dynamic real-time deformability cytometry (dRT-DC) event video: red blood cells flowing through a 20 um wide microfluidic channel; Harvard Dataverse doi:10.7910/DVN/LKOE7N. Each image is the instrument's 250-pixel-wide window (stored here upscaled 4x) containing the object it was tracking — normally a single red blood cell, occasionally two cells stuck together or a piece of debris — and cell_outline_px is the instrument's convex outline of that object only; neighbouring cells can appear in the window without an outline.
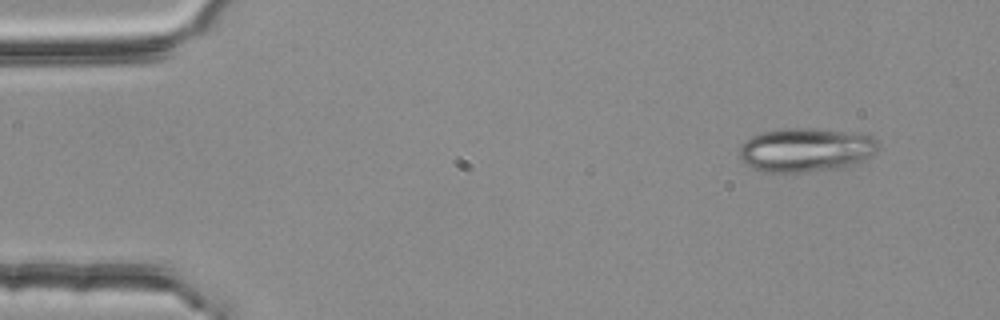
{"species": "common noctule bat (a hibernating species)", "species_latin": "Nyctalus noctula", "temperature_condition": "room temperature", "stored_images_in_passage": 3, "camera_frame_rate_fps": 3000, "um_per_image_px": 0.085, "animal": {"sex": "female", "body_mass_g": 25.1}, "frame": {"image": 1, "passage_image": 1, "time_ms": 0.0, "image_size_px": [1000, 320], "cell_outline_px": [[876, 148], [864, 160], [856, 164], [844, 168], [800, 172], [764, 172], [744, 164], [740, 160], [740, 148], [752, 136], [760, 132], [784, 128], [812, 128], [844, 132], [872, 136], [876, 140]], "centroid_in_image_um": [68.45, 12.75], "position_along_channel_um": 16.6, "area_um2": 35.2}}